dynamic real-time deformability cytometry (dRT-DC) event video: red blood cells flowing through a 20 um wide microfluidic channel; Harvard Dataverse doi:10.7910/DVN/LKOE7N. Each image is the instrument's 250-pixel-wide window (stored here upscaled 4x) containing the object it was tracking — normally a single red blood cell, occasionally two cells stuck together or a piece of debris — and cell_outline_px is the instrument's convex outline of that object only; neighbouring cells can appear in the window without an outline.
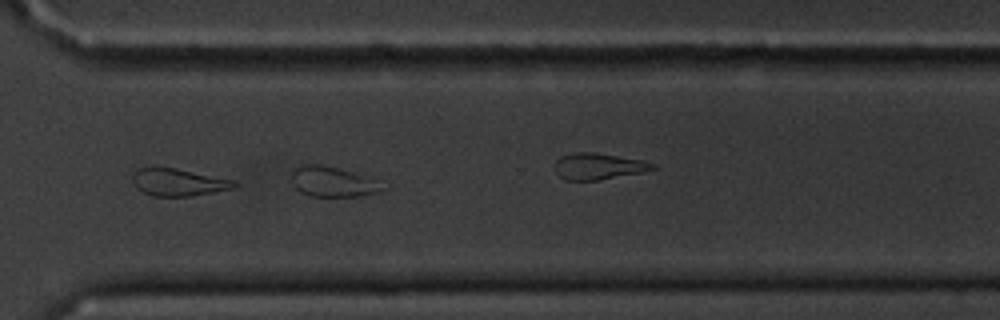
{"species": "common noctule bat (a hibernating species)", "species_latin": "Nyctalus noctula", "temperature_condition": "cold", "stored_images_in_passage": 42, "camera_frame_rate_fps": 3000, "um_per_image_px": 0.085, "animal": {"sex": "male", "body_mass_g": 20.1, "forearm_length_mm": 53.5}, "frame": {"image": 1, "passage_image": 42, "time_ms": 13.667, "image_size_px": [1000, 320], "cell_outline_px": [[392, 188], [380, 192], [356, 196], [312, 196], [300, 192], [292, 184], [292, 172], [296, 164], [320, 164], [340, 168], [376, 180]], "centroid_in_image_um": [28.31, 15.44], "position_along_channel_um": 342.3, "area_um2": 16.3}}